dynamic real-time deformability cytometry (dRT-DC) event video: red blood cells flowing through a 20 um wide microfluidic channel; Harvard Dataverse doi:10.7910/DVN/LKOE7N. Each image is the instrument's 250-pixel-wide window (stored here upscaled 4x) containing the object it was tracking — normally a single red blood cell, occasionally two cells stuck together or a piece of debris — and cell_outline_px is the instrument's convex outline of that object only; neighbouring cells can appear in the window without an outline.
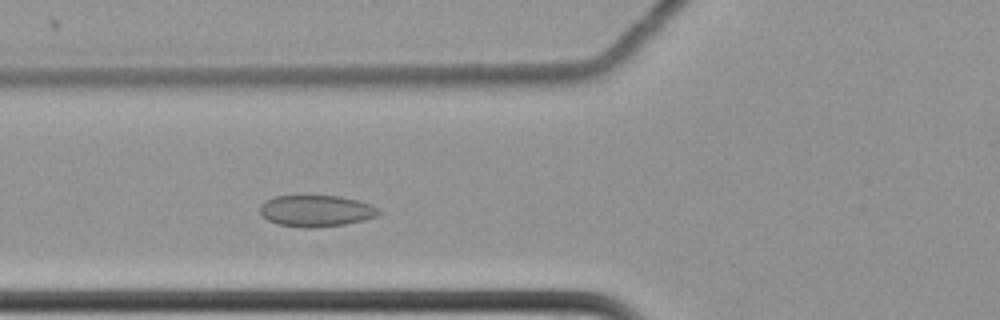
{"species": "common noctule bat (a hibernating species)", "species_latin": "Nyctalus noctula", "temperature_condition": "cold", "stored_images_in_passage": 52, "camera_frame_rate_fps": 3000, "um_per_image_px": 0.085, "animal": {"sex": "female", "body_mass_g": 22.7, "forearm_length_mm": 54.2}, "frame": {"image": 1, "passage_image": 15, "time_ms": 4.667, "image_size_px": [1000, 320], "cell_outline_px": [[380, 216], [364, 220], [344, 224], [308, 228], [304, 228], [276, 224], [260, 216], [260, 204], [264, 200], [276, 196], [340, 196], [372, 204], [380, 208]], "centroid_in_image_um": [26.87, 17.92], "position_along_channel_um": 98.9, "area_um2": 22.02}}
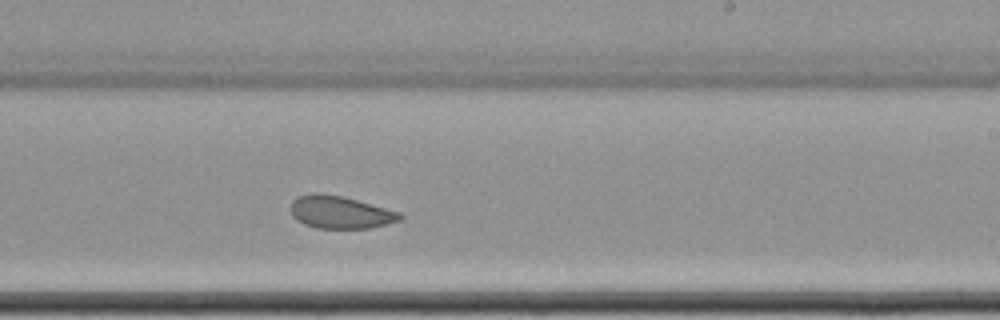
{"frame": {"image": 2, "passage_image": 29, "time_ms": 9.333, "image_size_px": [1000, 320], "cell_outline_px": [[404, 216], [400, 220], [372, 228], [316, 228], [304, 224], [296, 220], [292, 216], [292, 200], [296, 196], [344, 196], [400, 212]], "centroid_in_image_um": [28.97, 18.08], "position_along_channel_um": 260.0, "area_um2": 20.17}}
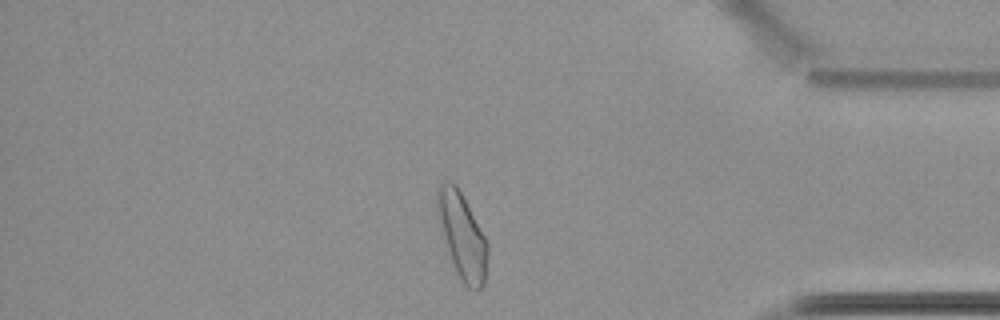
{"frame": {"image": 3, "passage_image": 43, "time_ms": 14.0, "image_size_px": [1000, 320], "cell_outline_px": [[488, 252], [484, 284], [476, 292], [468, 288], [460, 280], [456, 272], [436, 212], [436, 188], [440, 184], [456, 184], [484, 236], [488, 244]], "centroid_in_image_um": [39.29, 20.09], "position_along_channel_um": 395.9, "area_um2": 24.45}, "authors_computed_cell_mechanics": {"area_um2": 22.6576, "velocity_mm_per_s": 3.461, "shape_relaxation_time_tau1_ms": null, "shape_relaxation_time_tau2_ms": 4.2165, "deformation_change_tau1": null, "deformation_change_tau2": 0.0726}}